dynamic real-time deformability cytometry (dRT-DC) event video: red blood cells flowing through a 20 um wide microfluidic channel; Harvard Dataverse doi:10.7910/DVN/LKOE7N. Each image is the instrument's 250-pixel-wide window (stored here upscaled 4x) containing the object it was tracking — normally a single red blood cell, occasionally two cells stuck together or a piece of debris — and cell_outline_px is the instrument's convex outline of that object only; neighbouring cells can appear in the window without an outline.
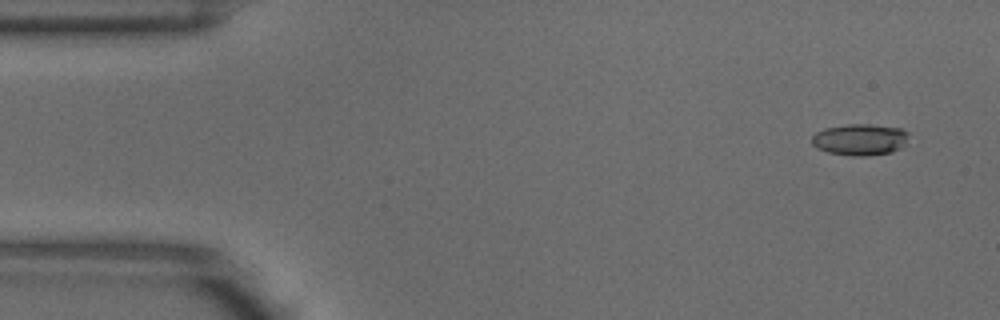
{"species": "common noctule bat (a hibernating species)", "species_latin": "Nyctalus noctula", "temperature_condition": "warm", "stored_images_in_passage": 4, "camera_frame_rate_fps": 3000, "um_per_image_px": 0.085, "animal": {"sex": "male", "body_mass_g": 18.8}, "frame": {"image": 1, "passage_image": 1, "time_ms": 0.0, "image_size_px": [1000, 320], "cell_outline_px": [[908, 132], [904, 144], [900, 148], [892, 152], [864, 156], [852, 156], [828, 152], [816, 148], [812, 144], [812, 136], [816, 132], [824, 128], [848, 124], [868, 124], [900, 128]], "centroid_in_image_um": [73.06, 11.86], "position_along_channel_um": 11.9, "area_um2": 17.69}}
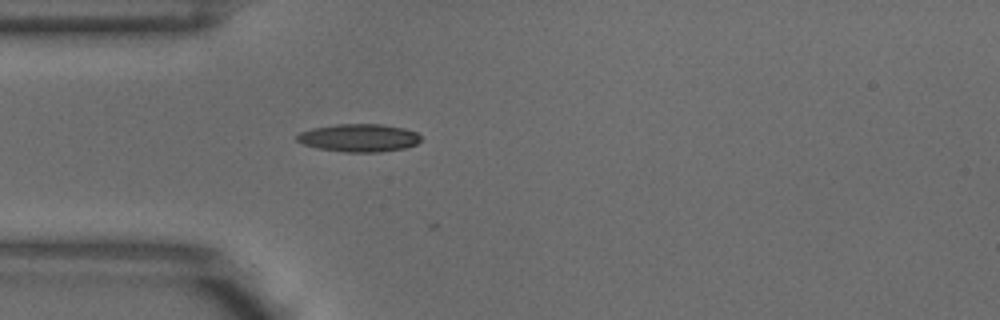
{"frame": {"image": 2, "passage_image": 4, "time_ms": 1.0, "image_size_px": [1000, 320], "cell_outline_px": [[420, 140], [416, 144], [404, 148], [380, 152], [344, 152], [320, 148], [304, 144], [296, 140], [296, 136], [300, 132], [312, 128], [336, 124], [380, 124], [404, 128], [416, 132], [420, 136]], "centroid_in_image_um": [30.51, 11.71], "position_along_channel_um": 54.5, "area_um2": 20.0}}